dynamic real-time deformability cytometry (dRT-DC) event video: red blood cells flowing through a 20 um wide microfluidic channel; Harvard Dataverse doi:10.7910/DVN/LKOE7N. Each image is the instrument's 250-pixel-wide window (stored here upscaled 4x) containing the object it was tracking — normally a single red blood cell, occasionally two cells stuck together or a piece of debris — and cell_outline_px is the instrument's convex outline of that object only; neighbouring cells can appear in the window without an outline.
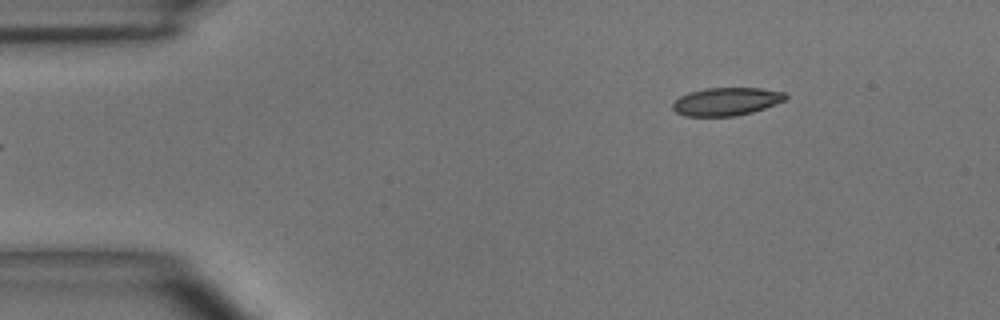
{"species": "common noctule bat (a hibernating species)", "species_latin": "Nyctalus noctula", "temperature_condition": "room temperature", "stored_images_in_passage": 2, "camera_frame_rate_fps": 3000, "um_per_image_px": 0.085, "animal": {"sex": "male", "body_mass_g": 15.6}, "frame": {"image": 1, "passage_image": 2, "time_ms": 0.333, "image_size_px": [1000, 320], "cell_outline_px": [[788, 96], [784, 100], [776, 104], [752, 112], [736, 116], [684, 116], [676, 112], [672, 108], [672, 104], [680, 96], [688, 92], [704, 88], [760, 88], [784, 92]], "centroid_in_image_um": [61.72, 8.63], "position_along_channel_um": 23.3, "area_um2": 18.44}}